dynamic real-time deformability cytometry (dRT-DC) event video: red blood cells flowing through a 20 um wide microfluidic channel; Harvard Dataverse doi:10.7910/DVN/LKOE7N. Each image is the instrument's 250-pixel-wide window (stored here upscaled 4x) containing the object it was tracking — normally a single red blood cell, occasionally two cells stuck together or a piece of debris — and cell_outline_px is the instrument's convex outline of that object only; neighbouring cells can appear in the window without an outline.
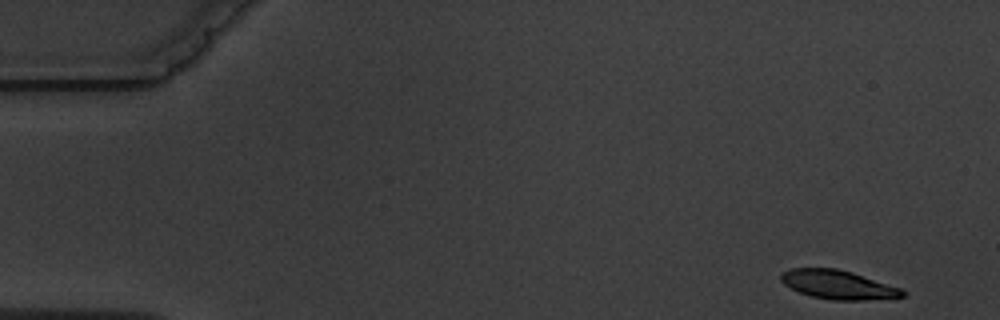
{"species": "common noctule bat (a hibernating species)", "species_latin": "Nyctalus noctula", "temperature_condition": "warm", "stored_images_in_passage": 6, "camera_frame_rate_fps": 3000, "um_per_image_px": 0.085, "animal": {"sex": "male", "body_mass_g": 19.5, "forearm_length_mm": 54.6}, "frame": {"image": 1, "passage_image": 1, "time_ms": 0.0, "image_size_px": [1000, 320], "cell_outline_px": [[908, 292], [904, 296], [864, 300], [832, 300], [812, 296], [800, 292], [784, 284], [780, 280], [780, 272], [792, 268], [836, 268], [852, 272], [900, 288]], "centroid_in_image_um": [71.21, 24.19], "position_along_channel_um": 13.8, "area_um2": 20.29}}
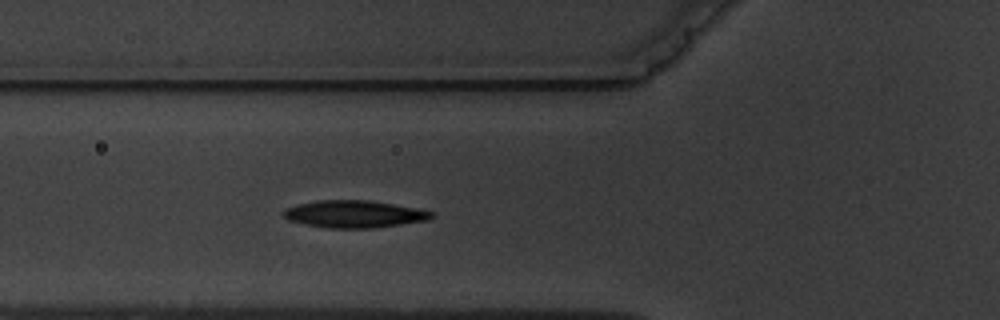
{"frame": {"image": 2, "passage_image": 6, "time_ms": 5.667, "image_size_px": [1000, 320], "cell_outline_px": [[436, 216], [428, 220], [372, 228], [328, 228], [304, 224], [288, 220], [280, 212], [284, 208], [296, 204], [316, 200], [368, 200], [416, 208], [436, 212]], "centroid_in_image_um": [30.08, 18.19], "position_along_channel_um": 95.7, "area_um2": 23.7}}